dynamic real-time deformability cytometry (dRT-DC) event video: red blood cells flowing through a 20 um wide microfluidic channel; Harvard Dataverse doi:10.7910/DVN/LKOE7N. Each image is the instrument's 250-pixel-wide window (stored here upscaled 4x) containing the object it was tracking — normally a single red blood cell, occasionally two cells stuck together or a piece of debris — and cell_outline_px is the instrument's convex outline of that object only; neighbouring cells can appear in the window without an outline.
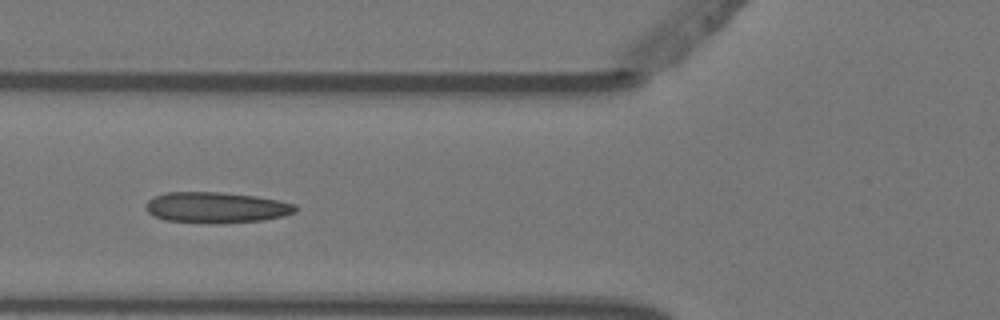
{"species": "Egyptian fruit bat (a non-hibernating species)", "species_latin": "Rousettus aegyptiacus", "temperature_condition": "warm", "stored_images_in_passage": 3, "camera_frame_rate_fps": 3000, "um_per_image_px": 0.085, "animal": {"sex": "female"}, "frame": {"image": 1, "passage_image": 3, "time_ms": 0.667, "image_size_px": [1000, 320], "cell_outline_px": [[296, 212], [284, 216], [264, 220], [164, 220], [148, 212], [144, 204], [148, 200], [156, 196], [168, 192], [224, 192], [256, 196], [280, 200], [296, 204]], "centroid_in_image_um": [18.42, 17.57], "position_along_channel_um": 107.4, "area_um2": 25.66}}